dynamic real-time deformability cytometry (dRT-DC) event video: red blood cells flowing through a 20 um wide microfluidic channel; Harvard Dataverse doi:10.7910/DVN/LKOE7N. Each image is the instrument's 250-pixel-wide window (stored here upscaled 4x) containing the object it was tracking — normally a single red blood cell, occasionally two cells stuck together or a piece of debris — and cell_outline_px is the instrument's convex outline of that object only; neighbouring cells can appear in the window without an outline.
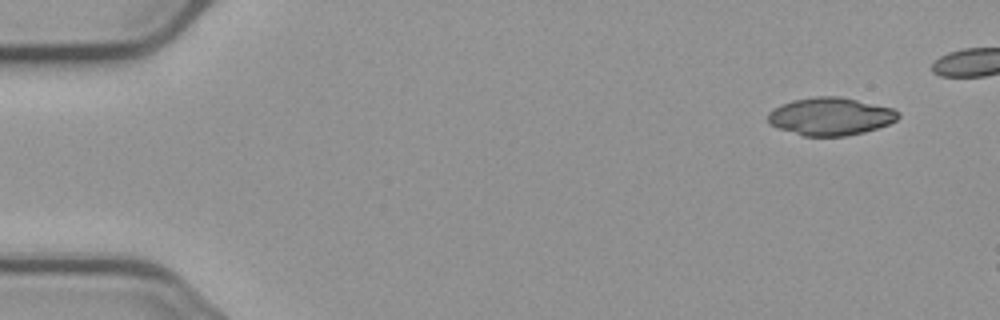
{"species": "common noctule bat (a hibernating species)", "species_latin": "Nyctalus noctula", "temperature_condition": "cold", "stored_images_in_passage": 3, "camera_frame_rate_fps": 3000, "um_per_image_px": 0.085, "animal": {"sex": "male", "body_mass_g": 23.1, "forearm_length_mm": 52.7}, "frame": {"image": 1, "passage_image": 1, "time_ms": 0.0, "image_size_px": [1000, 320], "cell_outline_px": [[900, 116], [896, 120], [888, 124], [864, 132], [844, 136], [804, 136], [768, 124], [768, 112], [772, 108], [792, 100], [820, 96], [840, 96], [892, 108], [900, 112]], "centroid_in_image_um": [70.58, 9.89], "position_along_channel_um": 14.4, "area_um2": 28.55}}